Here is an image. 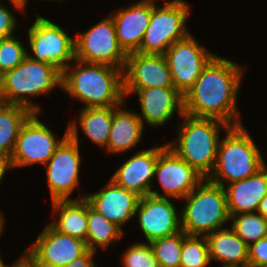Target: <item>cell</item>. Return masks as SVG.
<instances>
[{
  "label": "cell",
  "instance_id": "26",
  "mask_svg": "<svg viewBox=\"0 0 267 267\" xmlns=\"http://www.w3.org/2000/svg\"><path fill=\"white\" fill-rule=\"evenodd\" d=\"M79 114L78 127L81 131L100 148H107L113 107L82 108Z\"/></svg>",
  "mask_w": 267,
  "mask_h": 267
},
{
  "label": "cell",
  "instance_id": "42",
  "mask_svg": "<svg viewBox=\"0 0 267 267\" xmlns=\"http://www.w3.org/2000/svg\"><path fill=\"white\" fill-rule=\"evenodd\" d=\"M2 80H3V74L0 72V102H1V91H2Z\"/></svg>",
  "mask_w": 267,
  "mask_h": 267
},
{
  "label": "cell",
  "instance_id": "35",
  "mask_svg": "<svg viewBox=\"0 0 267 267\" xmlns=\"http://www.w3.org/2000/svg\"><path fill=\"white\" fill-rule=\"evenodd\" d=\"M96 251L87 250L82 256L75 258L66 267H97L93 260Z\"/></svg>",
  "mask_w": 267,
  "mask_h": 267
},
{
  "label": "cell",
  "instance_id": "17",
  "mask_svg": "<svg viewBox=\"0 0 267 267\" xmlns=\"http://www.w3.org/2000/svg\"><path fill=\"white\" fill-rule=\"evenodd\" d=\"M124 97L138 94L140 111L138 114L143 125L151 127L164 126L177 112L180 117L184 114L183 96L175 87H160L147 89H123Z\"/></svg>",
  "mask_w": 267,
  "mask_h": 267
},
{
  "label": "cell",
  "instance_id": "43",
  "mask_svg": "<svg viewBox=\"0 0 267 267\" xmlns=\"http://www.w3.org/2000/svg\"><path fill=\"white\" fill-rule=\"evenodd\" d=\"M141 2H151V3H157L156 0H140ZM158 1V0H157ZM162 1V0H161ZM164 1V0H163Z\"/></svg>",
  "mask_w": 267,
  "mask_h": 267
},
{
  "label": "cell",
  "instance_id": "16",
  "mask_svg": "<svg viewBox=\"0 0 267 267\" xmlns=\"http://www.w3.org/2000/svg\"><path fill=\"white\" fill-rule=\"evenodd\" d=\"M174 87L167 61L162 54H127L123 89Z\"/></svg>",
  "mask_w": 267,
  "mask_h": 267
},
{
  "label": "cell",
  "instance_id": "28",
  "mask_svg": "<svg viewBox=\"0 0 267 267\" xmlns=\"http://www.w3.org/2000/svg\"><path fill=\"white\" fill-rule=\"evenodd\" d=\"M231 228L248 245L267 236V219L258 212L230 216Z\"/></svg>",
  "mask_w": 267,
  "mask_h": 267
},
{
  "label": "cell",
  "instance_id": "32",
  "mask_svg": "<svg viewBox=\"0 0 267 267\" xmlns=\"http://www.w3.org/2000/svg\"><path fill=\"white\" fill-rule=\"evenodd\" d=\"M123 267H159L153 249L148 243L132 244L123 254Z\"/></svg>",
  "mask_w": 267,
  "mask_h": 267
},
{
  "label": "cell",
  "instance_id": "10",
  "mask_svg": "<svg viewBox=\"0 0 267 267\" xmlns=\"http://www.w3.org/2000/svg\"><path fill=\"white\" fill-rule=\"evenodd\" d=\"M28 40L36 61L53 64L63 71L70 62L75 60V38H71L56 23L37 14L33 25L27 29Z\"/></svg>",
  "mask_w": 267,
  "mask_h": 267
},
{
  "label": "cell",
  "instance_id": "19",
  "mask_svg": "<svg viewBox=\"0 0 267 267\" xmlns=\"http://www.w3.org/2000/svg\"><path fill=\"white\" fill-rule=\"evenodd\" d=\"M159 156V146L138 151L127 159L110 177L120 187L139 196L149 195Z\"/></svg>",
  "mask_w": 267,
  "mask_h": 267
},
{
  "label": "cell",
  "instance_id": "38",
  "mask_svg": "<svg viewBox=\"0 0 267 267\" xmlns=\"http://www.w3.org/2000/svg\"><path fill=\"white\" fill-rule=\"evenodd\" d=\"M257 212L260 215H262L265 219H267V194L261 200Z\"/></svg>",
  "mask_w": 267,
  "mask_h": 267
},
{
  "label": "cell",
  "instance_id": "13",
  "mask_svg": "<svg viewBox=\"0 0 267 267\" xmlns=\"http://www.w3.org/2000/svg\"><path fill=\"white\" fill-rule=\"evenodd\" d=\"M87 250L84 240L63 234L47 224L32 247L24 250V255L34 267H66Z\"/></svg>",
  "mask_w": 267,
  "mask_h": 267
},
{
  "label": "cell",
  "instance_id": "25",
  "mask_svg": "<svg viewBox=\"0 0 267 267\" xmlns=\"http://www.w3.org/2000/svg\"><path fill=\"white\" fill-rule=\"evenodd\" d=\"M33 113L27 107L0 102V158L10 160L21 127Z\"/></svg>",
  "mask_w": 267,
  "mask_h": 267
},
{
  "label": "cell",
  "instance_id": "34",
  "mask_svg": "<svg viewBox=\"0 0 267 267\" xmlns=\"http://www.w3.org/2000/svg\"><path fill=\"white\" fill-rule=\"evenodd\" d=\"M2 3L0 0V40L13 36L18 25L14 14Z\"/></svg>",
  "mask_w": 267,
  "mask_h": 267
},
{
  "label": "cell",
  "instance_id": "30",
  "mask_svg": "<svg viewBox=\"0 0 267 267\" xmlns=\"http://www.w3.org/2000/svg\"><path fill=\"white\" fill-rule=\"evenodd\" d=\"M199 237V238H198ZM187 235L183 241L180 267H207L211 260L205 236Z\"/></svg>",
  "mask_w": 267,
  "mask_h": 267
},
{
  "label": "cell",
  "instance_id": "21",
  "mask_svg": "<svg viewBox=\"0 0 267 267\" xmlns=\"http://www.w3.org/2000/svg\"><path fill=\"white\" fill-rule=\"evenodd\" d=\"M227 186L224 188L230 216L257 212L261 200L267 194V165L256 174Z\"/></svg>",
  "mask_w": 267,
  "mask_h": 267
},
{
  "label": "cell",
  "instance_id": "2",
  "mask_svg": "<svg viewBox=\"0 0 267 267\" xmlns=\"http://www.w3.org/2000/svg\"><path fill=\"white\" fill-rule=\"evenodd\" d=\"M62 71V88L85 104L83 108L120 106L123 92V69L74 60Z\"/></svg>",
  "mask_w": 267,
  "mask_h": 267
},
{
  "label": "cell",
  "instance_id": "12",
  "mask_svg": "<svg viewBox=\"0 0 267 267\" xmlns=\"http://www.w3.org/2000/svg\"><path fill=\"white\" fill-rule=\"evenodd\" d=\"M163 55L173 85L182 96L193 87L203 69L216 56L201 46L191 34L173 43Z\"/></svg>",
  "mask_w": 267,
  "mask_h": 267
},
{
  "label": "cell",
  "instance_id": "3",
  "mask_svg": "<svg viewBox=\"0 0 267 267\" xmlns=\"http://www.w3.org/2000/svg\"><path fill=\"white\" fill-rule=\"evenodd\" d=\"M181 119L178 140L167 143V146L208 178L216 163L220 131H226L230 126L215 118L193 117L185 113Z\"/></svg>",
  "mask_w": 267,
  "mask_h": 267
},
{
  "label": "cell",
  "instance_id": "29",
  "mask_svg": "<svg viewBox=\"0 0 267 267\" xmlns=\"http://www.w3.org/2000/svg\"><path fill=\"white\" fill-rule=\"evenodd\" d=\"M185 239L182 230L169 236H164L150 242L159 267H180V257Z\"/></svg>",
  "mask_w": 267,
  "mask_h": 267
},
{
  "label": "cell",
  "instance_id": "27",
  "mask_svg": "<svg viewBox=\"0 0 267 267\" xmlns=\"http://www.w3.org/2000/svg\"><path fill=\"white\" fill-rule=\"evenodd\" d=\"M88 233L86 245L89 250L107 249L109 245L122 238L123 231L102 214L94 210L88 202Z\"/></svg>",
  "mask_w": 267,
  "mask_h": 267
},
{
  "label": "cell",
  "instance_id": "20",
  "mask_svg": "<svg viewBox=\"0 0 267 267\" xmlns=\"http://www.w3.org/2000/svg\"><path fill=\"white\" fill-rule=\"evenodd\" d=\"M110 16L114 21L116 37L126 54L137 52L151 19V2H136L118 9Z\"/></svg>",
  "mask_w": 267,
  "mask_h": 267
},
{
  "label": "cell",
  "instance_id": "4",
  "mask_svg": "<svg viewBox=\"0 0 267 267\" xmlns=\"http://www.w3.org/2000/svg\"><path fill=\"white\" fill-rule=\"evenodd\" d=\"M220 140L214 169L207 178L212 183L225 187L256 174L266 165L258 146L243 125L230 126L224 139Z\"/></svg>",
  "mask_w": 267,
  "mask_h": 267
},
{
  "label": "cell",
  "instance_id": "33",
  "mask_svg": "<svg viewBox=\"0 0 267 267\" xmlns=\"http://www.w3.org/2000/svg\"><path fill=\"white\" fill-rule=\"evenodd\" d=\"M267 265V236L248 247V267Z\"/></svg>",
  "mask_w": 267,
  "mask_h": 267
},
{
  "label": "cell",
  "instance_id": "36",
  "mask_svg": "<svg viewBox=\"0 0 267 267\" xmlns=\"http://www.w3.org/2000/svg\"><path fill=\"white\" fill-rule=\"evenodd\" d=\"M11 6L13 5L14 8H16L18 11H22L25 13V7L26 3L28 2L27 0H8ZM43 1V0H42ZM48 1V0H45ZM58 2H62L64 0H56Z\"/></svg>",
  "mask_w": 267,
  "mask_h": 267
},
{
  "label": "cell",
  "instance_id": "37",
  "mask_svg": "<svg viewBox=\"0 0 267 267\" xmlns=\"http://www.w3.org/2000/svg\"><path fill=\"white\" fill-rule=\"evenodd\" d=\"M11 162L8 159L0 158V183L3 179V176H5L6 171L9 169L11 170Z\"/></svg>",
  "mask_w": 267,
  "mask_h": 267
},
{
  "label": "cell",
  "instance_id": "31",
  "mask_svg": "<svg viewBox=\"0 0 267 267\" xmlns=\"http://www.w3.org/2000/svg\"><path fill=\"white\" fill-rule=\"evenodd\" d=\"M22 42L14 36L0 40V72L2 74L21 64L28 52Z\"/></svg>",
  "mask_w": 267,
  "mask_h": 267
},
{
  "label": "cell",
  "instance_id": "6",
  "mask_svg": "<svg viewBox=\"0 0 267 267\" xmlns=\"http://www.w3.org/2000/svg\"><path fill=\"white\" fill-rule=\"evenodd\" d=\"M183 200L181 228L187 235L206 236L230 221L225 188L207 178Z\"/></svg>",
  "mask_w": 267,
  "mask_h": 267
},
{
  "label": "cell",
  "instance_id": "41",
  "mask_svg": "<svg viewBox=\"0 0 267 267\" xmlns=\"http://www.w3.org/2000/svg\"><path fill=\"white\" fill-rule=\"evenodd\" d=\"M4 226V217L2 216V214L0 213V236L3 232V227Z\"/></svg>",
  "mask_w": 267,
  "mask_h": 267
},
{
  "label": "cell",
  "instance_id": "22",
  "mask_svg": "<svg viewBox=\"0 0 267 267\" xmlns=\"http://www.w3.org/2000/svg\"><path fill=\"white\" fill-rule=\"evenodd\" d=\"M210 260L222 267H248V245L232 228H221L205 236Z\"/></svg>",
  "mask_w": 267,
  "mask_h": 267
},
{
  "label": "cell",
  "instance_id": "18",
  "mask_svg": "<svg viewBox=\"0 0 267 267\" xmlns=\"http://www.w3.org/2000/svg\"><path fill=\"white\" fill-rule=\"evenodd\" d=\"M140 197L137 193L118 186L111 179L99 192L85 195L94 210L122 231L124 225L135 217Z\"/></svg>",
  "mask_w": 267,
  "mask_h": 267
},
{
  "label": "cell",
  "instance_id": "8",
  "mask_svg": "<svg viewBox=\"0 0 267 267\" xmlns=\"http://www.w3.org/2000/svg\"><path fill=\"white\" fill-rule=\"evenodd\" d=\"M77 122L68 126V137L61 143L49 161L45 164L47 183L52 201L69 200L72 192L78 188L81 155Z\"/></svg>",
  "mask_w": 267,
  "mask_h": 267
},
{
  "label": "cell",
  "instance_id": "39",
  "mask_svg": "<svg viewBox=\"0 0 267 267\" xmlns=\"http://www.w3.org/2000/svg\"><path fill=\"white\" fill-rule=\"evenodd\" d=\"M15 267H34L25 257Z\"/></svg>",
  "mask_w": 267,
  "mask_h": 267
},
{
  "label": "cell",
  "instance_id": "11",
  "mask_svg": "<svg viewBox=\"0 0 267 267\" xmlns=\"http://www.w3.org/2000/svg\"><path fill=\"white\" fill-rule=\"evenodd\" d=\"M38 114L33 113L21 127L10 158L12 169L37 163L45 165L68 137L67 127L63 138L61 140L56 139L52 130L39 120Z\"/></svg>",
  "mask_w": 267,
  "mask_h": 267
},
{
  "label": "cell",
  "instance_id": "9",
  "mask_svg": "<svg viewBox=\"0 0 267 267\" xmlns=\"http://www.w3.org/2000/svg\"><path fill=\"white\" fill-rule=\"evenodd\" d=\"M74 38L75 59L91 64L124 68L127 54L119 45L114 21L110 15L86 32L76 34Z\"/></svg>",
  "mask_w": 267,
  "mask_h": 267
},
{
  "label": "cell",
  "instance_id": "23",
  "mask_svg": "<svg viewBox=\"0 0 267 267\" xmlns=\"http://www.w3.org/2000/svg\"><path fill=\"white\" fill-rule=\"evenodd\" d=\"M122 105L113 106L107 152L123 153L136 147L143 136L144 125L138 113L122 109Z\"/></svg>",
  "mask_w": 267,
  "mask_h": 267
},
{
  "label": "cell",
  "instance_id": "1",
  "mask_svg": "<svg viewBox=\"0 0 267 267\" xmlns=\"http://www.w3.org/2000/svg\"><path fill=\"white\" fill-rule=\"evenodd\" d=\"M244 69L216 55L183 96L184 113L193 117L215 118L229 126L242 125L236 102Z\"/></svg>",
  "mask_w": 267,
  "mask_h": 267
},
{
  "label": "cell",
  "instance_id": "5",
  "mask_svg": "<svg viewBox=\"0 0 267 267\" xmlns=\"http://www.w3.org/2000/svg\"><path fill=\"white\" fill-rule=\"evenodd\" d=\"M57 86L62 88V71L53 64L27 56L21 64L3 74L1 103L24 106L40 113L41 107L27 97L48 94Z\"/></svg>",
  "mask_w": 267,
  "mask_h": 267
},
{
  "label": "cell",
  "instance_id": "15",
  "mask_svg": "<svg viewBox=\"0 0 267 267\" xmlns=\"http://www.w3.org/2000/svg\"><path fill=\"white\" fill-rule=\"evenodd\" d=\"M168 198L151 194L141 196L135 217L148 243L182 231L181 214Z\"/></svg>",
  "mask_w": 267,
  "mask_h": 267
},
{
  "label": "cell",
  "instance_id": "40",
  "mask_svg": "<svg viewBox=\"0 0 267 267\" xmlns=\"http://www.w3.org/2000/svg\"><path fill=\"white\" fill-rule=\"evenodd\" d=\"M25 257L24 253L21 257H19V260H15L14 264L10 267H15L23 258ZM0 267H8L6 264H4L3 260L0 257Z\"/></svg>",
  "mask_w": 267,
  "mask_h": 267
},
{
  "label": "cell",
  "instance_id": "24",
  "mask_svg": "<svg viewBox=\"0 0 267 267\" xmlns=\"http://www.w3.org/2000/svg\"><path fill=\"white\" fill-rule=\"evenodd\" d=\"M54 214L58 219L50 223L57 231L86 241L88 233V201L81 198L52 201Z\"/></svg>",
  "mask_w": 267,
  "mask_h": 267
},
{
  "label": "cell",
  "instance_id": "14",
  "mask_svg": "<svg viewBox=\"0 0 267 267\" xmlns=\"http://www.w3.org/2000/svg\"><path fill=\"white\" fill-rule=\"evenodd\" d=\"M155 176L165 196L155 190H151L150 194L156 197L175 198V200L184 199L205 179L168 147L167 143L159 146Z\"/></svg>",
  "mask_w": 267,
  "mask_h": 267
},
{
  "label": "cell",
  "instance_id": "7",
  "mask_svg": "<svg viewBox=\"0 0 267 267\" xmlns=\"http://www.w3.org/2000/svg\"><path fill=\"white\" fill-rule=\"evenodd\" d=\"M190 5L184 0H168L163 7L151 3V19L137 52L164 54L176 41L185 39L190 33L186 21Z\"/></svg>",
  "mask_w": 267,
  "mask_h": 267
}]
</instances>
